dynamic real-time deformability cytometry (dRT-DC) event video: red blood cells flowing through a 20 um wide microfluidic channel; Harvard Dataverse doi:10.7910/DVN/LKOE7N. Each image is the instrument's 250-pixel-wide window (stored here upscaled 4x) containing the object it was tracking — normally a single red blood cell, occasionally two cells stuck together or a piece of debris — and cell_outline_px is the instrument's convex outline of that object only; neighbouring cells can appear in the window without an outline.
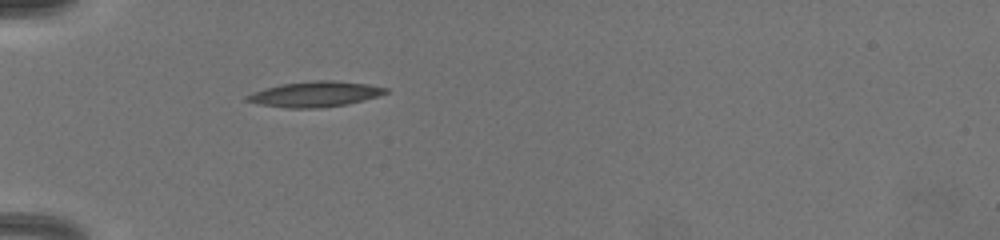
{"species": "common noctule bat (a hibernating species)", "species_latin": "Nyctalus noctula", "temperature_condition": "warm", "stored_images_in_passage": 38, "camera_frame_rate_fps": 3000, "um_per_image_px": 0.085, "animal": {"sex": "female", "body_mass_g": 19.5, "forearm_length_mm": 54.1}, "frame": {"image": 1, "passage_image": 1, "time_ms": 0.0, "image_size_px": [1000, 240], "cell_outline_px": [[388, 92], [376, 96], [348, 104], [320, 108], [288, 108], [260, 104], [244, 100], [244, 96], [264, 88], [280, 84], [316, 80], [332, 80], [368, 84], [388, 88]], "centroid_in_image_um": [26.75, 8.0], "position_along_channel_um": 58.2, "area_um2": 20.46}}
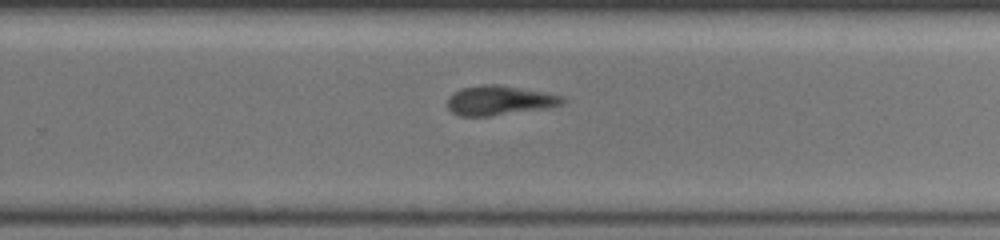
{"frame": {"image": 2, "passage_image": 15, "time_ms": 6.0, "image_size_px": [1000, 240], "cell_outline_px": [[568, 100], [564, 104], [548, 108], [488, 116], [460, 116], [452, 112], [448, 108], [448, 100], [456, 92], [464, 88], [484, 84], [496, 84], [540, 92], [560, 96]], "centroid_in_image_um": [42.47, 8.55], "position_along_channel_um": 287.3, "area_um2": 19.31}}
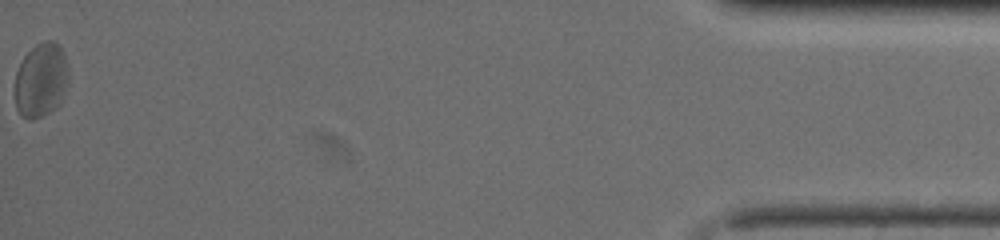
{"frame": {"image": 3, "passage_image": 38, "time_ms": 11.667, "image_size_px": [1000, 240], "cell_outline_px": [[68, 84], [60, 104], [56, 108], [32, 120], [28, 120], [20, 116], [16, 108], [16, 72], [24, 56], [36, 44], [44, 40], [52, 40], [60, 48], [68, 64]], "centroid_in_image_um": [3.5, 6.83], "position_along_channel_um": 431.7, "area_um2": 23.24}, "authors_computed_cell_mechanics": {"area_um2": 20.4034, "velocity_mm_per_s": 4.0506, "shape_relaxation_time_tau1_ms": 6.8841, "shape_relaxation_time_tau2_ms": 2.5589, "deformation_change_tau1": 0.1895, "deformation_change_tau2": 0.0899}}